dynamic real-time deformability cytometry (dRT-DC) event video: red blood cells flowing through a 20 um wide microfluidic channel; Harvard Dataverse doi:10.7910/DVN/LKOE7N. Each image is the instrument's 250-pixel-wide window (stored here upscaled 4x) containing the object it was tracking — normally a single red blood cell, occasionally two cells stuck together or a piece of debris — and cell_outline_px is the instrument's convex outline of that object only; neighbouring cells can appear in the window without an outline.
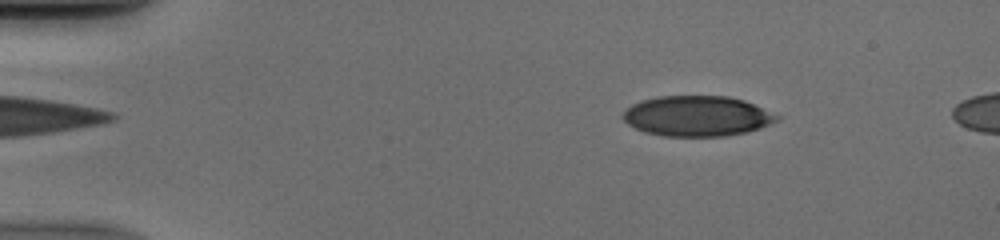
{"species": "human", "species_latin": "Homo sapiens", "temperature_condition": "cold", "stored_images_in_passage": 50, "camera_frame_rate_fps": 3000, "um_per_image_px": 0.085, "donor": {"sex": "male"}, "frame": {"image": 1, "passage_image": 7, "time_ms": 2.0, "image_size_px": [1000, 240], "cell_outline_px": [[780, 120], [760, 128], [748, 132], [724, 136], [660, 136], [644, 132], [628, 124], [624, 120], [624, 112], [632, 104], [644, 100], [660, 96], [728, 96], [744, 100], [780, 116]], "centroid_in_image_um": [59.28, 9.87], "position_along_channel_um": 25.7, "area_um2": 36.13}}
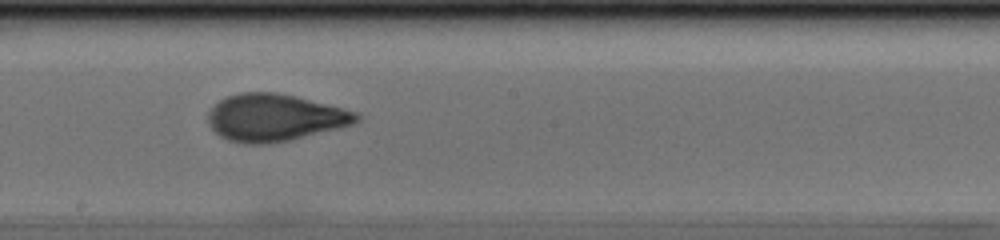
{"frame": {"image": 2, "passage_image": 28, "time_ms": 9.0, "image_size_px": [1000, 240], "cell_outline_px": [[360, 120], [352, 124], [288, 140], [264, 144], [244, 144], [228, 140], [220, 136], [212, 128], [208, 120], [208, 112], [220, 100], [228, 96], [240, 92], [276, 92], [356, 112], [360, 116]], "centroid_in_image_um": [23.29, 10.0], "position_along_channel_um": 224.9, "area_um2": 39.94}}
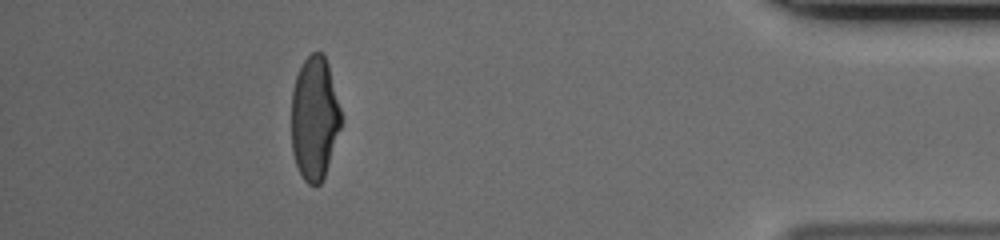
{"frame": {"image": 3, "passage_image": 45, "time_ms": 14.667, "image_size_px": [1000, 240], "cell_outline_px": [[340, 128], [324, 176], [320, 184], [316, 188], [308, 184], [304, 180], [296, 164], [292, 152], [292, 88], [296, 76], [304, 60], [312, 52], [324, 52], [328, 64], [340, 108]], "centroid_in_image_um": [26.71, 10.04], "position_along_channel_um": 408.5, "area_um2": 35.49}}